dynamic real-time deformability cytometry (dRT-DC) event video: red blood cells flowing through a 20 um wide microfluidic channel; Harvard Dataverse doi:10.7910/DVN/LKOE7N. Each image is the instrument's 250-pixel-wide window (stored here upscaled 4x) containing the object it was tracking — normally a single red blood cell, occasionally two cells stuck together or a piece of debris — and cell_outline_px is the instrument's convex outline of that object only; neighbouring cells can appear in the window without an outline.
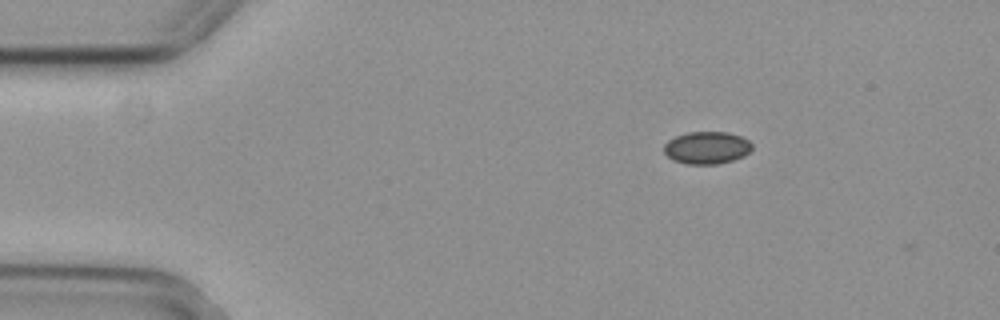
{"species": "common noctule bat (a hibernating species)", "species_latin": "Nyctalus noctula", "temperature_condition": "cold", "stored_images_in_passage": 2, "camera_frame_rate_fps": 3000, "um_per_image_px": 0.085, "animal": {"sex": "female", "body_mass_g": 29.2, "forearm_length_mm": 56.3}, "frame": {"image": 1, "passage_image": 1, "time_ms": 0.0, "image_size_px": [1000, 320], "cell_outline_px": [[752, 148], [744, 156], [732, 160], [716, 164], [688, 164], [672, 160], [664, 152], [664, 144], [668, 140], [676, 136], [688, 132], [728, 132], [740, 136], [748, 140], [752, 144]], "centroid_in_image_um": [60.07, 12.55], "position_along_channel_um": 24.9, "area_um2": 16.59}}